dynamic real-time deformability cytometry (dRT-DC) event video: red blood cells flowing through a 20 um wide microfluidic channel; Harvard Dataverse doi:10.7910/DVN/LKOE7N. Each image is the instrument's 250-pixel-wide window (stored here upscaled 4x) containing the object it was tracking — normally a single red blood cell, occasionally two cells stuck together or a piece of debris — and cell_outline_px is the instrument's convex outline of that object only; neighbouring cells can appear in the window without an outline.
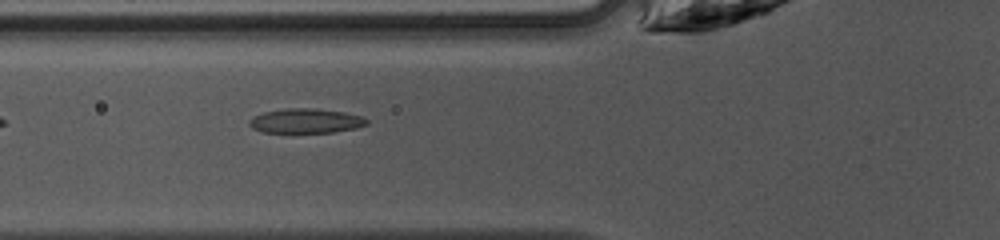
{"species": "common noctule bat (a hibernating species)", "species_latin": "Nyctalus noctula", "temperature_condition": "warm", "stored_images_in_passage": 35, "camera_frame_rate_fps": 3000, "um_per_image_px": 0.085, "animal": {"sex": "female", "body_mass_g": 10.0, "forearm_length_mm": 53.1}, "frame": {"image": 1, "passage_image": 6, "time_ms": 1.667, "image_size_px": [1000, 240], "cell_outline_px": [[368, 124], [356, 128], [332, 132], [260, 132], [252, 128], [248, 124], [248, 120], [252, 116], [264, 112], [288, 108], [316, 108], [344, 112], [364, 116], [368, 120]], "centroid_in_image_um": [25.99, 10.27], "position_along_channel_um": 99.8, "area_um2": 16.94}}
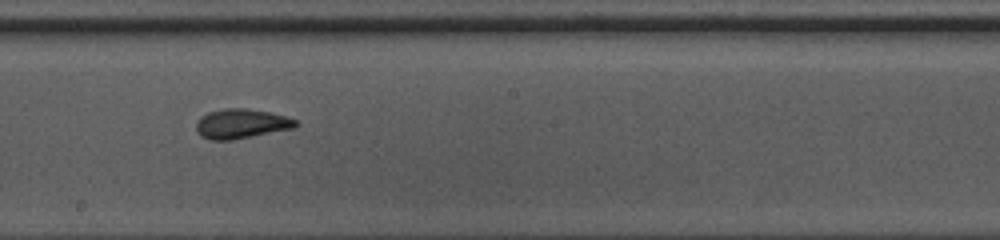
{"frame": {"image": 2, "passage_image": 15, "time_ms": 4.667, "image_size_px": [1000, 240], "cell_outline_px": [[300, 124], [296, 128], [232, 140], [208, 140], [200, 136], [196, 132], [196, 124], [200, 116], [208, 112], [224, 108], [244, 108], [272, 112], [296, 120]], "centroid_in_image_um": [20.5, 10.52], "position_along_channel_um": 227.7, "area_um2": 17.46}}
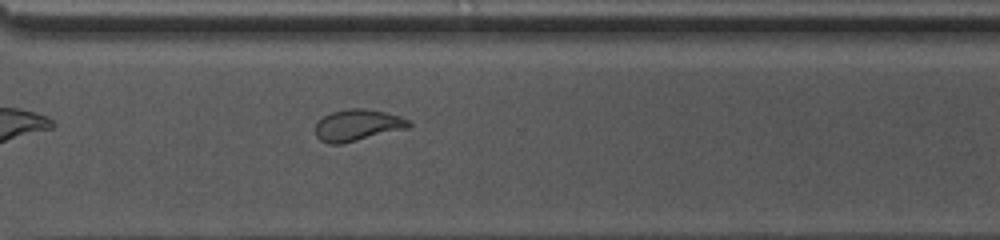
{"frame": {"image": 3, "passage_image": 23, "time_ms": 7.333, "image_size_px": [1000, 240], "cell_outline_px": [[412, 124], [408, 128], [340, 144], [328, 144], [320, 140], [316, 136], [316, 124], [324, 116], [332, 112], [348, 108], [364, 108], [384, 112], [400, 116], [412, 120]], "centroid_in_image_um": [30.41, 10.63], "position_along_channel_um": 340.2, "area_um2": 17.11}, "authors_computed_cell_mechanics": {"area_um2": 17.5134, "velocity_mm_per_s": 4.2397, "shape_relaxation_time_tau1_ms": 6.4534, "shape_relaxation_time_tau2_ms": 1.128, "deformation_change_tau1": 0.2156, "deformation_change_tau2": 0.0712}}